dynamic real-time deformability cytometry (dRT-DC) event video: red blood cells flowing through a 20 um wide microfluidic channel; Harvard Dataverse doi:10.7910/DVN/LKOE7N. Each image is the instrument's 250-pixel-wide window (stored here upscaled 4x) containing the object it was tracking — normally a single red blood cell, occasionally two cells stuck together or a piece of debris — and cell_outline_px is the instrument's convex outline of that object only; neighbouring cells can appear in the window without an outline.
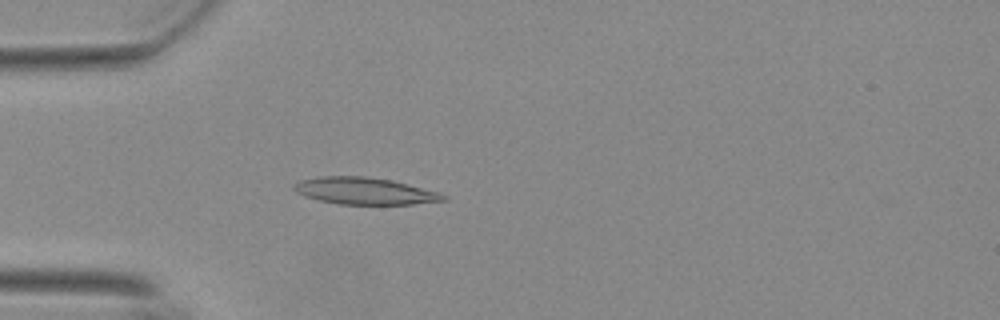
{"species": "Egyptian fruit bat (a non-hibernating species)", "species_latin": "Rousettus aegyptiacus", "temperature_condition": "warm", "stored_images_in_passage": 45, "camera_frame_rate_fps": 3000, "um_per_image_px": 0.085, "animal": {"sex": "female"}, "frame": {"image": 1, "passage_image": 13, "time_ms": 4.0, "image_size_px": [1000, 320], "cell_outline_px": [[448, 200], [412, 204], [340, 204], [320, 200], [304, 196], [296, 192], [292, 188], [292, 184], [300, 180], [320, 176], [364, 176], [388, 180], [440, 192], [448, 196]], "centroid_in_image_um": [30.97, 16.23], "position_along_channel_um": 54.0, "area_um2": 23.29}}
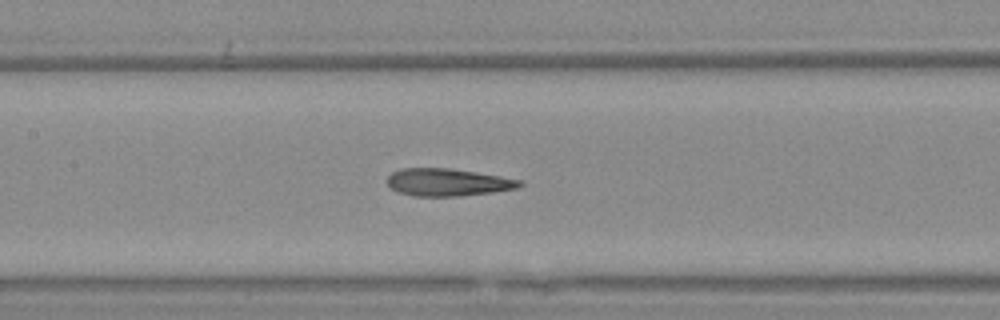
{"frame": {"image": 2, "passage_image": 23, "time_ms": 7.333, "image_size_px": [1000, 320], "cell_outline_px": [[524, 184], [516, 188], [460, 196], [412, 196], [396, 192], [388, 184], [388, 176], [392, 172], [400, 168], [448, 168], [500, 176], [520, 180]], "centroid_in_image_um": [38.0, 15.49], "position_along_channel_um": 169.4, "area_um2": 20.98}}
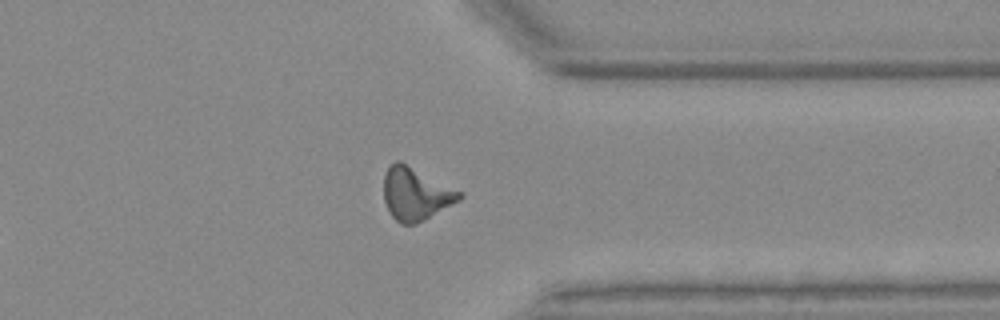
{"frame": {"image": 3, "passage_image": 40, "time_ms": 13.0, "image_size_px": [1000, 320], "cell_outline_px": [[464, 196], [460, 200], [424, 220], [416, 224], [400, 224], [392, 216], [384, 200], [384, 176], [388, 168], [396, 160], [400, 160], [460, 192]], "centroid_in_image_um": [35.31, 16.49], "position_along_channel_um": 376.1, "area_um2": 22.83}, "authors_computed_cell_mechanics": {"area_um2": 21.7328, "velocity_mm_per_s": 3.7186, "shape_relaxation_time_tau1_ms": 6.4446, "shape_relaxation_time_tau2_ms": 2.1768, "deformation_change_tau1": 0.2193, "deformation_change_tau2": 0.1325}}